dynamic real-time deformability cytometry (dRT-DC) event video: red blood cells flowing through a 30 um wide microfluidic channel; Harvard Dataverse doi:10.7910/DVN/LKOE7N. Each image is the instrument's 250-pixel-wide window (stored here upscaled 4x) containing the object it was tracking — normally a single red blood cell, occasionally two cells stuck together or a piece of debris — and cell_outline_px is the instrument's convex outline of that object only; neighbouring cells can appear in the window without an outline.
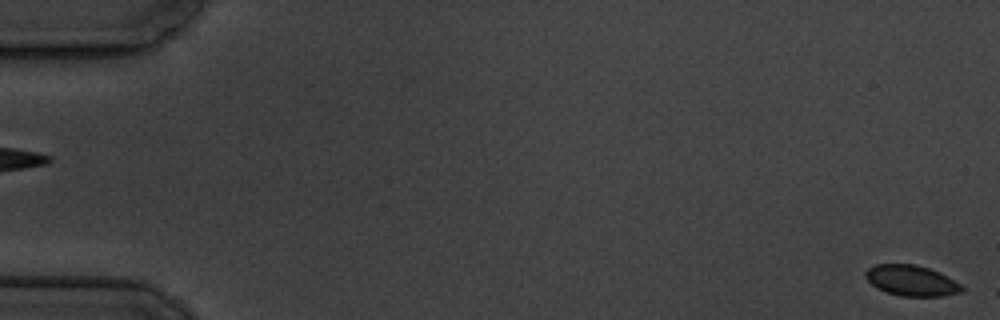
{"species": "common noctule bat (a hibernating species)", "species_latin": "Nyctalus noctula", "temperature_condition": "cold", "stored_images_in_passage": 3, "segment_of_instrument_passage": [2, 2], "camera_frame_rate_fps": 3000, "um_per_image_px": 0.085, "animal": {"sex": "male", "body_mass_g": 19.5, "forearm_length_mm": 54.6}, "frame": {"image": 1, "passage_image": 3, "time_ms": 2.333, "image_size_px": [1000, 320], "cell_outline_px": [[964, 292], [944, 296], [900, 296], [876, 288], [864, 276], [864, 272], [868, 268], [876, 264], [916, 264], [940, 272], [960, 284], [964, 288]], "centroid_in_image_um": [77.48, 23.85], "position_along_channel_um": 7.5, "area_um2": 17.28}}